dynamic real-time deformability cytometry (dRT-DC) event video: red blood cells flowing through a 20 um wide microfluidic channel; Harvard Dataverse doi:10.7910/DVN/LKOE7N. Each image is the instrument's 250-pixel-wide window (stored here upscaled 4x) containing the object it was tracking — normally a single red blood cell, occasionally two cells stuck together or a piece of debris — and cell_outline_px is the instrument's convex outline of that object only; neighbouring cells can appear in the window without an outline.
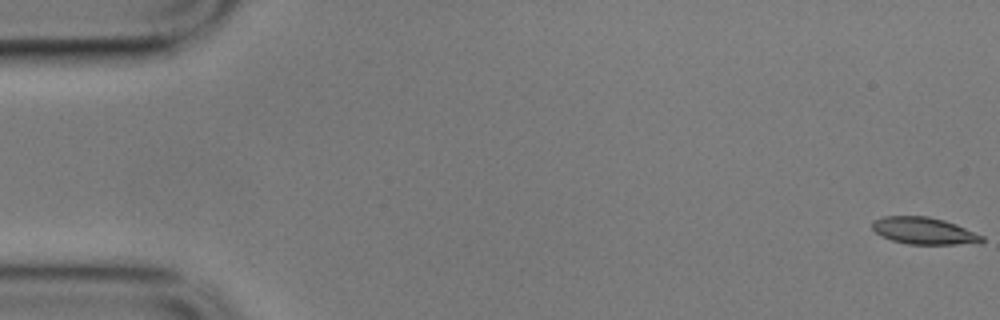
{"species": "common noctule bat (a hibernating species)", "species_latin": "Nyctalus noctula", "temperature_condition": "cold", "stored_images_in_passage": 57, "camera_frame_rate_fps": 3000, "um_per_image_px": 0.085, "animal": {"sex": "male", "body_mass_g": 17.9}, "frame": {"image": 1, "passage_image": 1, "time_ms": 0.0, "image_size_px": [1000, 320], "cell_outline_px": [[984, 240], [980, 244], [908, 244], [892, 240], [880, 236], [872, 228], [872, 220], [884, 216], [928, 216], [944, 220], [956, 224], [984, 236]], "centroid_in_image_um": [78.55, 19.62], "position_along_channel_um": 6.4, "area_um2": 17.4}}
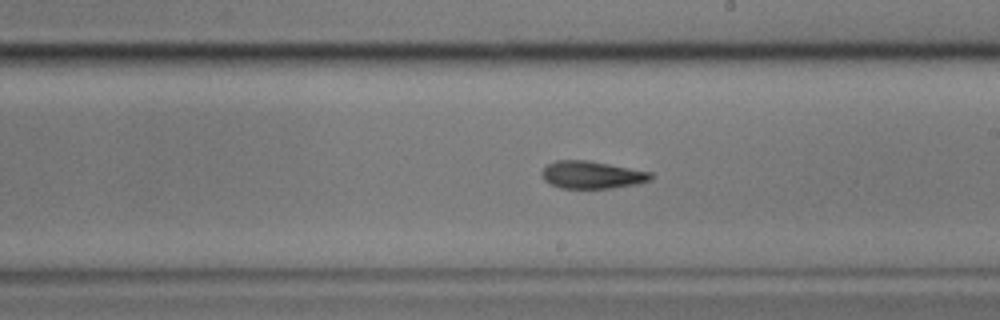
{"frame": {"image": 2, "passage_image": 33, "time_ms": 10.667, "image_size_px": [1000, 320], "cell_outline_px": [[652, 180], [636, 184], [612, 188], [560, 188], [544, 180], [540, 172], [548, 164], [556, 160], [588, 160], [652, 172]], "centroid_in_image_um": [50.31, 14.86], "position_along_channel_um": 238.7, "area_um2": 17.46}}
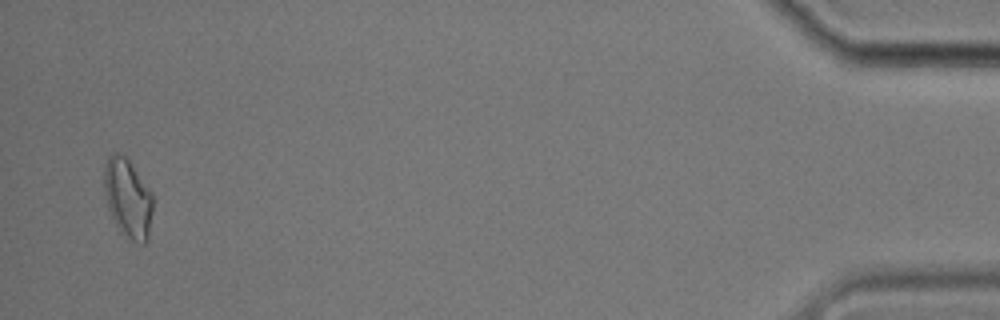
{"frame": {"image": 3, "passage_image": 56, "time_ms": 18.333, "image_size_px": [1000, 320], "cell_outline_px": [[152, 212], [148, 240], [144, 244], [140, 244], [132, 240], [120, 232], [112, 216], [104, 192], [104, 168], [108, 156], [112, 152], [116, 152], [124, 156], [128, 160], [152, 192]], "centroid_in_image_um": [10.87, 16.85], "position_along_channel_um": 424.3, "area_um2": 22.25}, "authors_computed_cell_mechanics": {"area_um2": 17.8602, "velocity_mm_per_s": 3.52, "shape_relaxation_time_tau1_ms": 8.9898, "shape_relaxation_time_tau2_ms": 6.7108, "deformation_change_tau1": 0.1971, "deformation_change_tau2": 0.1643}}